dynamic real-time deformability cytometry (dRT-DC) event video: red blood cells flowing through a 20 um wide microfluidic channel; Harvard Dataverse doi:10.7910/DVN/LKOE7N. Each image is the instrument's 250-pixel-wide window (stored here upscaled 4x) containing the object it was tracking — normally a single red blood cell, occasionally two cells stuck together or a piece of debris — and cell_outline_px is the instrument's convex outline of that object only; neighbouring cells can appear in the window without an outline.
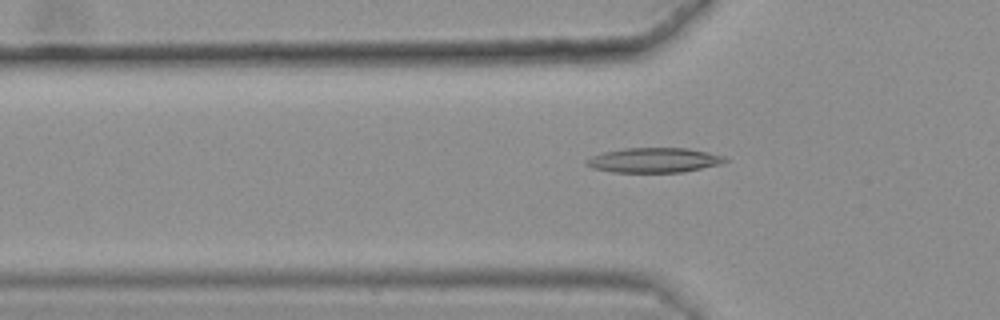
{"species": "common noctule bat (a hibernating species)", "species_latin": "Nyctalus noctula", "temperature_condition": "warm", "stored_images_in_passage": 49, "camera_frame_rate_fps": 3000, "um_per_image_px": 0.085, "animal": {"sex": "female", "body_mass_g": 25.1}, "frame": {"image": 1, "passage_image": 18, "time_ms": 5.667, "image_size_px": [1000, 320], "cell_outline_px": [[728, 160], [720, 164], [684, 172], [612, 172], [592, 168], [584, 164], [584, 160], [592, 156], [604, 152], [624, 148], [688, 148], [708, 152], [724, 156]], "centroid_in_image_um": [55.57, 13.61], "position_along_channel_um": 70.2, "area_um2": 20.06}}
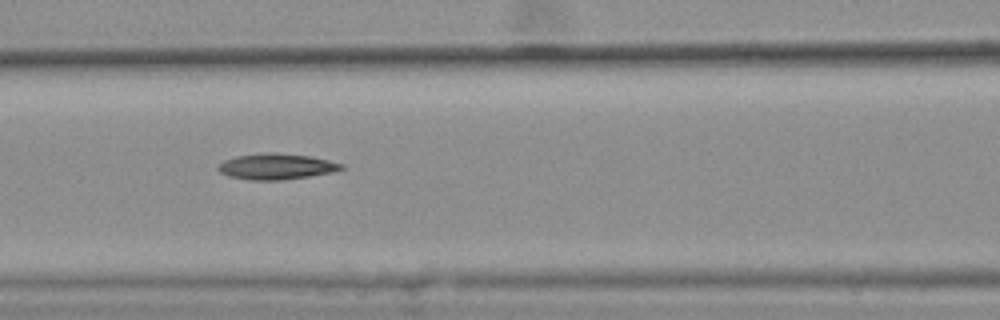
{"frame": {"image": 2, "passage_image": 24, "time_ms": 7.667, "image_size_px": [1000, 320], "cell_outline_px": [[344, 168], [332, 172], [308, 176], [280, 180], [252, 180], [228, 176], [220, 172], [216, 168], [216, 164], [224, 160], [236, 156], [272, 152], [276, 152], [312, 156], [344, 164]], "centroid_in_image_um": [23.46, 14.14], "position_along_channel_um": 143.1, "area_um2": 18.61}}
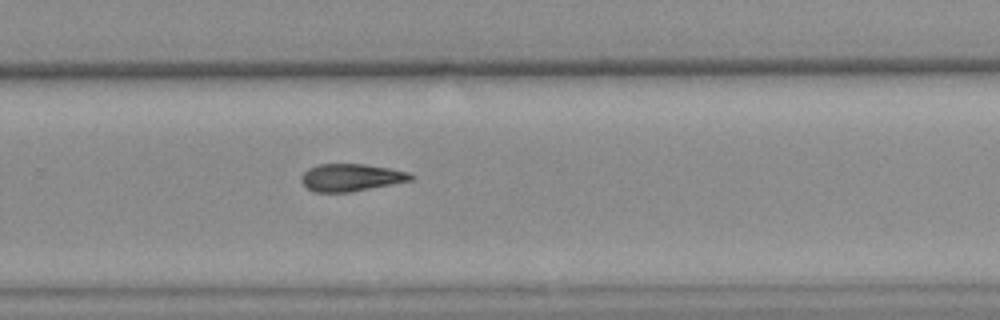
{"frame": {"image": 3, "passage_image": 37, "time_ms": 12.0, "image_size_px": [1000, 320], "cell_outline_px": [[416, 176], [412, 180], [352, 192], [312, 192], [300, 180], [300, 176], [308, 168], [316, 164], [364, 164], [388, 168], [408, 172]], "centroid_in_image_um": [29.82, 15.09], "position_along_channel_um": 300.0, "area_um2": 17.57}}